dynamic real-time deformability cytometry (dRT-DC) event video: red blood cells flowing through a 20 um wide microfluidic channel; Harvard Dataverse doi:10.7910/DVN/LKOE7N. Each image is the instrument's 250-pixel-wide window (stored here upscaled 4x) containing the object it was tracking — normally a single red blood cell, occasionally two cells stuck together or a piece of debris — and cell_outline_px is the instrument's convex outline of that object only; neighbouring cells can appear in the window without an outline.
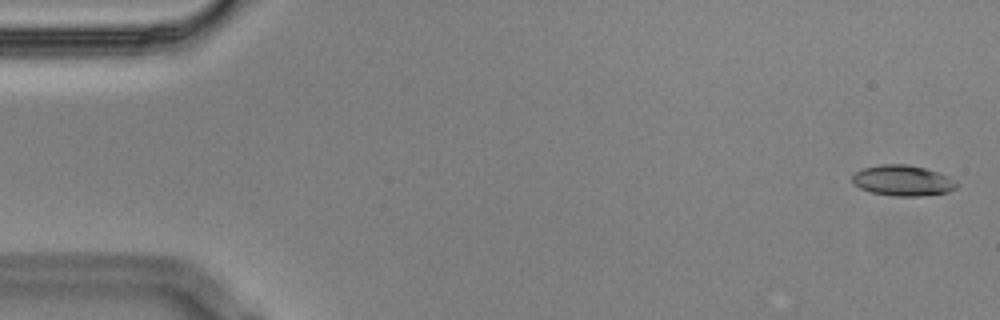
{"species": "Egyptian fruit bat (a non-hibernating species)", "species_latin": "Rousettus aegyptiacus", "temperature_condition": "cold", "stored_images_in_passage": 6, "camera_frame_rate_fps": 3000, "um_per_image_px": 0.085, "animal": {"sex": "male"}, "frame": {"image": 1, "passage_image": 1, "time_ms": 0.0, "image_size_px": [1000, 320], "cell_outline_px": [[960, 184], [956, 188], [948, 192], [920, 196], [892, 196], [872, 192], [860, 188], [852, 184], [852, 176], [856, 172], [864, 168], [880, 164], [904, 164], [924, 168], [948, 176]], "centroid_in_image_um": [76.73, 15.35], "position_along_channel_um": 8.3, "area_um2": 18.61}}